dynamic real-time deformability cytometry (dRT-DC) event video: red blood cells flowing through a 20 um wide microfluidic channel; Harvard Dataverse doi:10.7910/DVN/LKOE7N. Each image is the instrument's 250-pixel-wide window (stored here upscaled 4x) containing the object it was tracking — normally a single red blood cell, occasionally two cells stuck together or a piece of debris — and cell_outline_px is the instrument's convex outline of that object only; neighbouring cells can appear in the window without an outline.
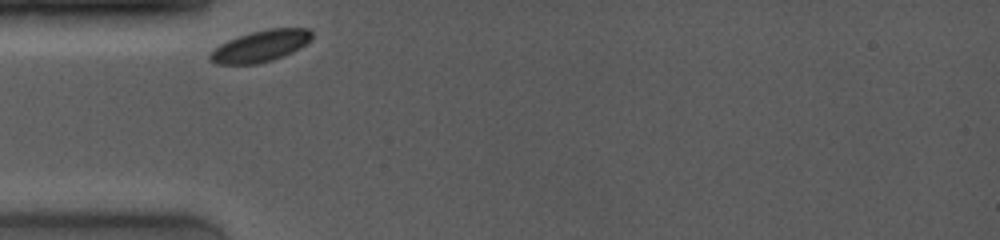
{"species": "common noctule bat (a hibernating species)", "species_latin": "Nyctalus noctula", "temperature_condition": "room temperature", "stored_images_in_passage": 2, "camera_frame_rate_fps": 4000, "um_per_image_px": 0.085, "animal": {"sex": "female", "body_mass_g": 19.0, "forearm_length_mm": 53.3}, "frame": {"image": 1, "passage_image": 1, "time_ms": 0.0, "image_size_px": [1000, 240], "cell_outline_px": [[312, 40], [300, 48], [292, 52], [272, 60], [256, 64], [216, 64], [208, 60], [208, 56], [220, 44], [228, 40], [252, 32], [268, 28], [308, 28], [312, 32]], "centroid_in_image_um": [22.16, 3.92], "position_along_channel_um": 62.8, "area_um2": 18.61}}